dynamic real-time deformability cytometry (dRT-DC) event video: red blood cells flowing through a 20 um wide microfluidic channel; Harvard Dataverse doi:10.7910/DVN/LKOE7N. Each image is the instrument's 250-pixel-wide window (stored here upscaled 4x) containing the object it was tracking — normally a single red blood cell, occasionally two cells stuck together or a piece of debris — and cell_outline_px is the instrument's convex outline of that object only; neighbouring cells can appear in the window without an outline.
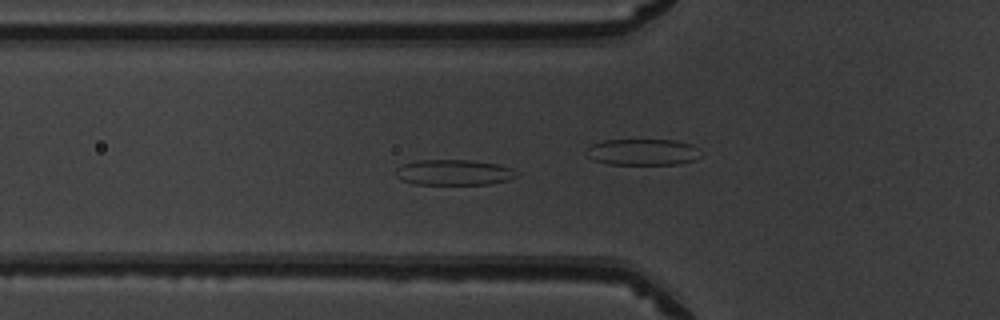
{"species": "common noctule bat (a hibernating species)", "species_latin": "Nyctalus noctula", "temperature_condition": "warm", "stored_images_in_passage": 39, "camera_frame_rate_fps": 3000, "um_per_image_px": 0.085, "animal": {"sex": "male", "body_mass_g": 19.5, "forearm_length_mm": 54.6}, "frame": {"image": 1, "passage_image": 6, "time_ms": 1.667, "image_size_px": [1000, 320], "cell_outline_px": [[520, 176], [508, 180], [488, 184], [412, 184], [400, 180], [396, 176], [396, 168], [400, 164], [416, 160], [468, 160], [500, 164], [512, 168], [520, 172]], "centroid_in_image_um": [38.59, 14.65], "position_along_channel_um": 87.2, "area_um2": 18.38}, "authors_computed_cell_mechanics": {"area_um2": 17.7446, "velocity_mm_per_s": 3.9238, "shape_relaxation_time_tau1_ms": 5.5763, "shape_relaxation_time_tau2_ms": 3.1226, "deformation_change_tau1": 0.1385, "deformation_change_tau2": 0.1057}}